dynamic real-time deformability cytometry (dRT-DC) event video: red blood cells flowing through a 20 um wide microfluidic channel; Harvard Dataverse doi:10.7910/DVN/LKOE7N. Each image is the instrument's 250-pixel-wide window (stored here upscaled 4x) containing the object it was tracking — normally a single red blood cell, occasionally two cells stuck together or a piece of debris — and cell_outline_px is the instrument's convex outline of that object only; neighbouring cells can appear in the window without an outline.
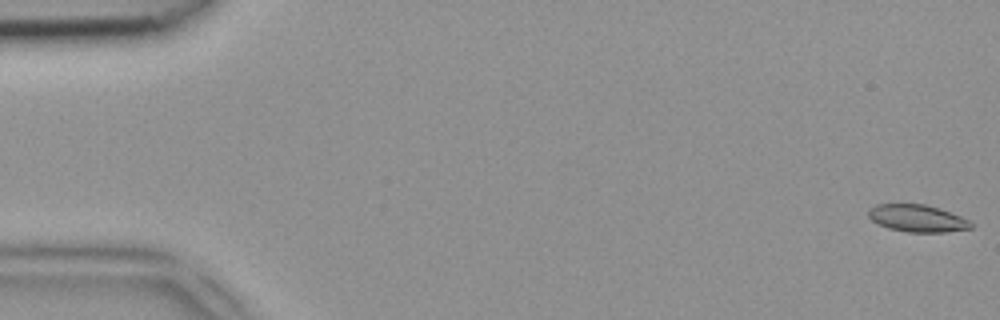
{"species": "common noctule bat (a hibernating species)", "species_latin": "Nyctalus noctula", "temperature_condition": "room temperature", "stored_images_in_passage": 48, "camera_frame_rate_fps": 3000, "um_per_image_px": 0.085, "animal": {"sex": "female", "body_mass_g": 18.4}, "frame": {"image": 1, "passage_image": 1, "time_ms": 0.0, "image_size_px": [1000, 320], "cell_outline_px": [[972, 228], [944, 232], [908, 232], [888, 228], [872, 220], [868, 216], [868, 208], [876, 204], [924, 204], [960, 216], [968, 220], [972, 224]], "centroid_in_image_um": [77.93, 18.56], "position_along_channel_um": 7.1, "area_um2": 16.01}}
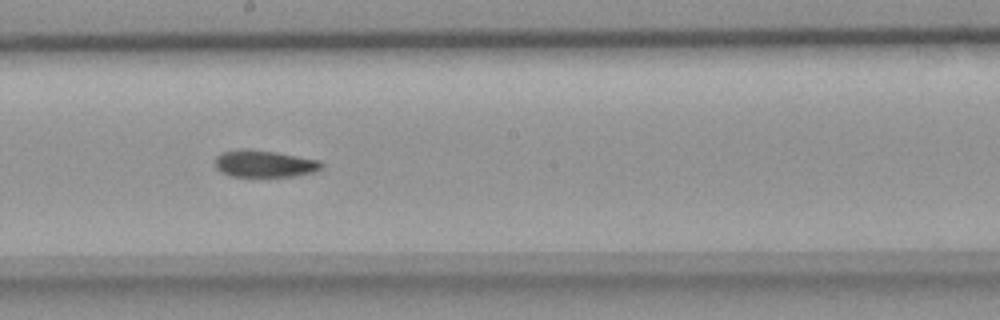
{"frame": {"image": 2, "passage_image": 27, "time_ms": 8.667, "image_size_px": [1000, 320], "cell_outline_px": [[324, 168], [316, 172], [292, 176], [232, 176], [220, 172], [216, 168], [216, 156], [220, 152], [236, 148], [252, 148], [276, 152], [320, 160], [324, 164]], "centroid_in_image_um": [22.48, 13.89], "position_along_channel_um": 225.7, "area_um2": 17.11}}
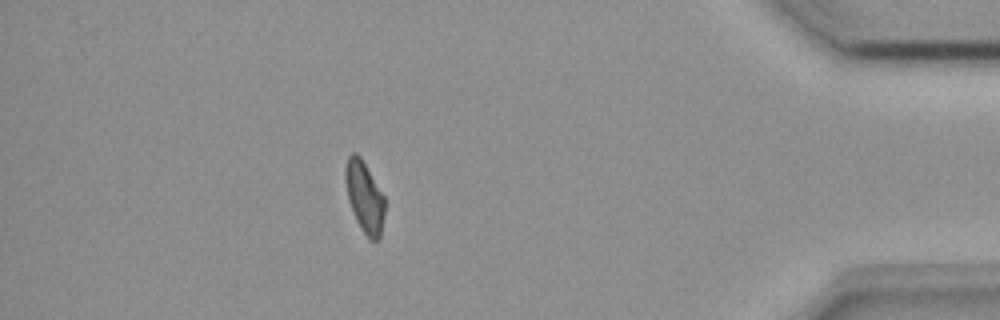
{"frame": {"image": 3, "passage_image": 43, "time_ms": 14.0, "image_size_px": [1000, 320], "cell_outline_px": [[384, 216], [380, 236], [376, 240], [368, 240], [360, 228], [356, 220], [348, 200], [344, 180], [344, 168], [348, 156], [352, 152], [356, 152], [360, 156], [384, 196]], "centroid_in_image_um": [30.95, 16.73], "position_along_channel_um": 404.2, "area_um2": 16.42}}